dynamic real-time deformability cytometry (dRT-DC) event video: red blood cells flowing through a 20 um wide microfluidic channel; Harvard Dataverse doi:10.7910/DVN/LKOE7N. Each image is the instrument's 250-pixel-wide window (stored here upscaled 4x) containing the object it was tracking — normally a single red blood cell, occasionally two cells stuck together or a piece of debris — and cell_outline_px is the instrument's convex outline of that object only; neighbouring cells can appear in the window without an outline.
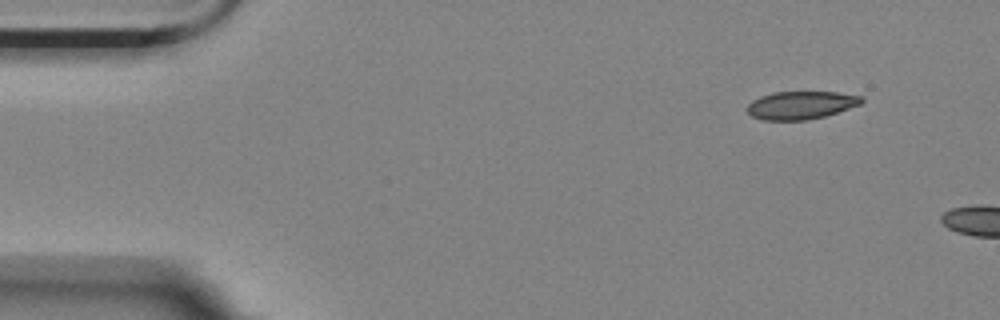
{"species": "Egyptian fruit bat (a non-hibernating species)", "species_latin": "Rousettus aegyptiacus", "temperature_condition": "room temperature", "stored_images_in_passage": 3, "camera_frame_rate_fps": 3000, "um_per_image_px": 0.085, "animal": {"sex": "female"}, "frame": {"image": 1, "passage_image": 1, "time_ms": 0.0, "image_size_px": [1000, 320], "cell_outline_px": [[864, 100], [860, 104], [824, 116], [804, 120], [764, 120], [752, 116], [748, 112], [748, 104], [752, 100], [760, 96], [772, 92], [836, 92], [864, 96]], "centroid_in_image_um": [68.07, 8.93], "position_along_channel_um": 16.9, "area_um2": 18.5}}